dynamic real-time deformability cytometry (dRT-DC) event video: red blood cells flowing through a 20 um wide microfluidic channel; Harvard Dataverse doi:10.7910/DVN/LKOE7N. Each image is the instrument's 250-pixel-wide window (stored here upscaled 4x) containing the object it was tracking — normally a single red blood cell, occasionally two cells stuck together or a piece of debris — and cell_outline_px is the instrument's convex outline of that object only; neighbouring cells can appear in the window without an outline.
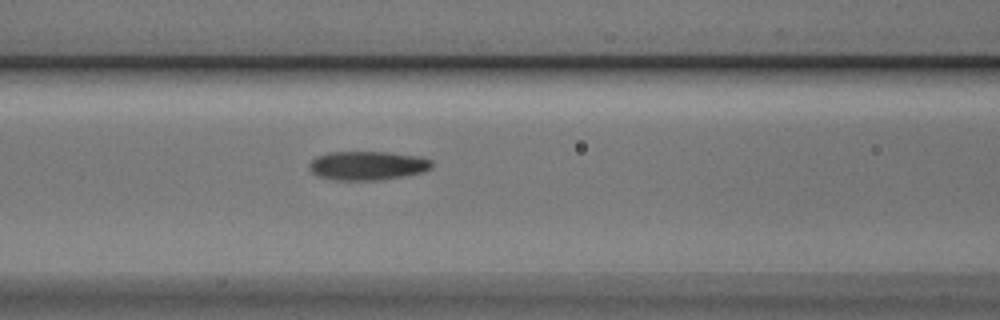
{"species": "Egyptian fruit bat (a non-hibernating species)", "species_latin": "Rousettus aegyptiacus", "temperature_condition": "cold", "stored_images_in_passage": 5, "camera_frame_rate_fps": 3000, "um_per_image_px": 0.085, "animal": {"sex": "male"}, "frame": {"image": 1, "passage_image": 5, "time_ms": 1.333, "image_size_px": [1000, 320], "cell_outline_px": [[432, 168], [420, 172], [404, 176], [384, 180], [332, 180], [320, 176], [312, 172], [308, 168], [308, 164], [316, 156], [328, 152], [388, 152], [420, 156], [432, 160]], "centroid_in_image_um": [31.23, 14.07], "position_along_channel_um": 135.4, "area_um2": 20.81}}